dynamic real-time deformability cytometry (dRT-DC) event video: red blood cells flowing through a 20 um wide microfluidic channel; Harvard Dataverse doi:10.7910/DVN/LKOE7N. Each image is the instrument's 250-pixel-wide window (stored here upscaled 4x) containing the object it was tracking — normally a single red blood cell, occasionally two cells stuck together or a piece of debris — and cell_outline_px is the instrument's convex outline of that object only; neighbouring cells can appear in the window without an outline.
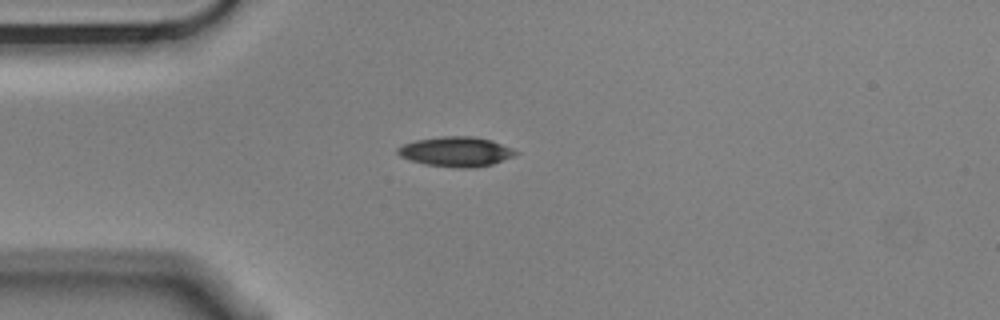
{"species": "Egyptian fruit bat (a non-hibernating species)", "species_latin": "Rousettus aegyptiacus", "temperature_condition": "cold", "stored_images_in_passage": 3, "camera_frame_rate_fps": 3000, "um_per_image_px": 0.085, "animal": {"sex": "male"}, "frame": {"image": 1, "passage_image": 3, "time_ms": 0.667, "image_size_px": [1000, 320], "cell_outline_px": [[520, 152], [512, 156], [492, 164], [476, 168], [456, 168], [424, 164], [400, 156], [396, 152], [396, 148], [404, 144], [416, 140], [444, 136], [476, 136], [492, 140], [512, 148]], "centroid_in_image_um": [38.77, 12.89], "position_along_channel_um": 46.2, "area_um2": 20.52}}